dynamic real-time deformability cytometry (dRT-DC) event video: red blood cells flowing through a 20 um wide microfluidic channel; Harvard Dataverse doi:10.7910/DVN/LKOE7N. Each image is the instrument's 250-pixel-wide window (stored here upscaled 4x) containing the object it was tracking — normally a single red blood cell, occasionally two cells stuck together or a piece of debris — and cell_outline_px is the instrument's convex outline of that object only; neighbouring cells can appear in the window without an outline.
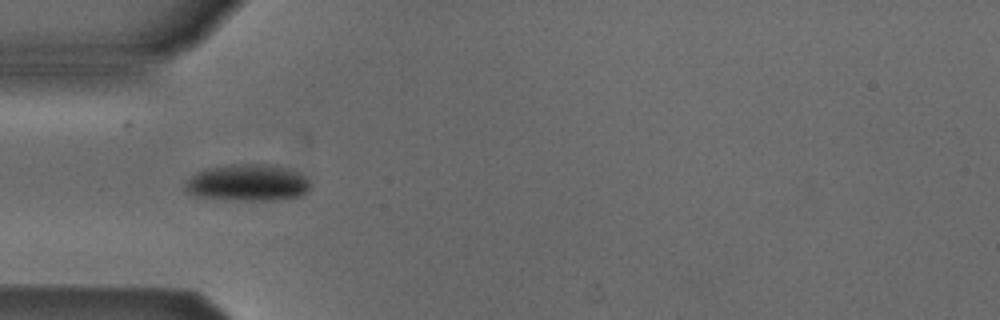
{"species": "Egyptian fruit bat (a non-hibernating species)", "species_latin": "Rousettus aegyptiacus", "temperature_condition": "cold", "stored_images_in_passage": 6, "camera_frame_rate_fps": 3000, "um_per_image_px": 0.085, "animal": {"sex": "male"}, "frame": {"image": 1, "passage_image": 5, "time_ms": 1.333, "image_size_px": [1000, 320], "cell_outline_px": [[312, 184], [308, 192], [300, 196], [276, 200], [244, 200], [196, 196], [188, 192], [184, 188], [184, 180], [196, 172], [208, 168], [232, 164], [276, 164], [300, 172], [308, 176]], "centroid_in_image_um": [21.11, 15.51], "position_along_channel_um": 63.9, "area_um2": 27.28}}